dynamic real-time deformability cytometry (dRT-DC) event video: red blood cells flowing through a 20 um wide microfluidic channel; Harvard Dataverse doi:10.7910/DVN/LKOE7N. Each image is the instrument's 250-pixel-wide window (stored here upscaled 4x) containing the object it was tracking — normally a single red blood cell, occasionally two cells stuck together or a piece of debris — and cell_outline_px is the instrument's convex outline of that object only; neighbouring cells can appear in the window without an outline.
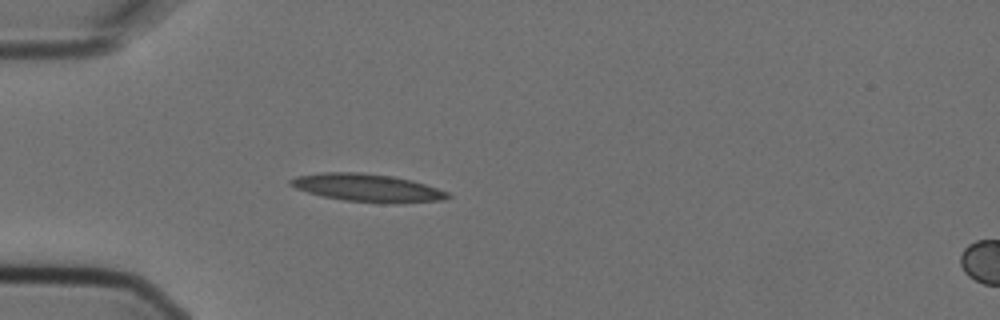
{"species": "Egyptian fruit bat (a non-hibernating species)", "species_latin": "Rousettus aegyptiacus", "temperature_condition": "cold", "stored_images_in_passage": 3, "segment_of_instrument_passage": [1, 2], "camera_frame_rate_fps": 3000, "um_per_image_px": 0.085, "animal": {"sex": "female"}, "frame": {"image": 1, "passage_image": 2, "time_ms": 0.333, "image_size_px": [1000, 320], "cell_outline_px": [[452, 196], [444, 200], [396, 204], [384, 204], [344, 200], [324, 196], [308, 192], [296, 188], [288, 184], [288, 180], [296, 176], [320, 172], [360, 172], [392, 176], [412, 180], [448, 192]], "centroid_in_image_um": [31.24, 15.97], "position_along_channel_um": 53.8, "area_um2": 25.72}}